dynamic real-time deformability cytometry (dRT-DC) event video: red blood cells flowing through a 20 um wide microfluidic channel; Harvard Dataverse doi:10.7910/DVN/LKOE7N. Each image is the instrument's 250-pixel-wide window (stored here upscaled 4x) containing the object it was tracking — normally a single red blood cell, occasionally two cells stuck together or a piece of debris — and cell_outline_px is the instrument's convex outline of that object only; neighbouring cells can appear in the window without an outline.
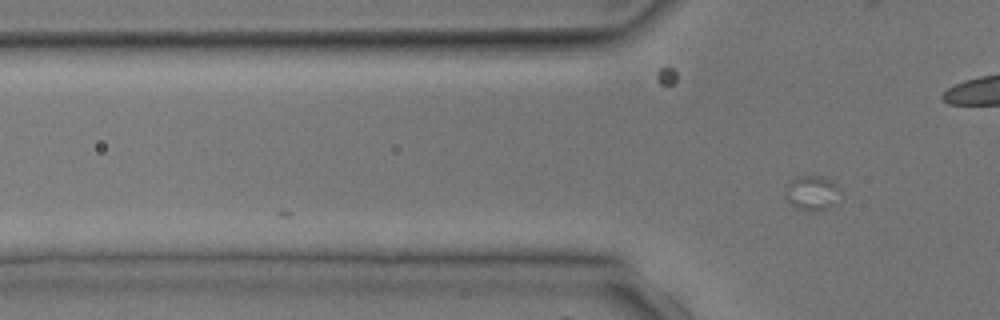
{"species": "common noctule bat (a hibernating species)", "species_latin": "Nyctalus noctula", "temperature_condition": "room temperature", "stored_images_in_passage": 3, "camera_frame_rate_fps": 3000, "um_per_image_px": 0.085, "animal": {"sex": "male", "body_mass_g": 17.9, "forearm_length_mm": 54.2}, "frame": {"image": 1, "passage_image": 3, "time_ms": 2.0, "image_size_px": [1000, 320], "cell_outline_px": [[840, 204], [828, 208], [812, 212], [808, 212], [796, 208], [784, 196], [784, 192], [788, 184], [792, 180], [800, 176], [824, 176], [832, 180], [836, 184], [840, 192]], "centroid_in_image_um": [69.08, 16.43], "position_along_channel_um": 56.7, "area_um2": 11.5}}